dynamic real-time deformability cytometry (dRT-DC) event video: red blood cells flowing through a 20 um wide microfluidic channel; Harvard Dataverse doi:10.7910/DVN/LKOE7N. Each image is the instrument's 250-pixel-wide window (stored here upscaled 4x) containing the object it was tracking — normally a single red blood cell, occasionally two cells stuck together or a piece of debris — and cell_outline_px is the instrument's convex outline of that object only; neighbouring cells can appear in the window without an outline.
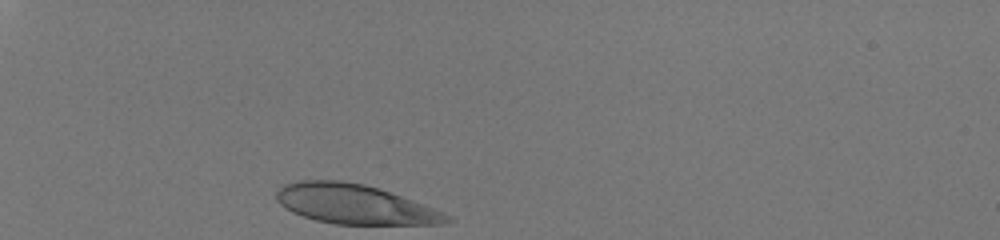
{"species": "human", "species_latin": "Homo sapiens", "temperature_condition": "room temperature", "stored_images_in_passage": 30, "camera_frame_rate_fps": 3000, "um_per_image_px": 0.085, "donor": {"sex": "male"}, "frame": {"image": 1, "passage_image": 1, "time_ms": 0.0, "image_size_px": [1000, 240], "cell_outline_px": [[452, 220], [444, 224], [336, 224], [316, 220], [292, 212], [280, 204], [276, 200], [276, 192], [284, 184], [304, 180], [340, 180], [364, 184], [412, 200], [432, 208], [448, 216]], "centroid_in_image_um": [30.09, 17.36], "position_along_channel_um": 54.9, "area_um2": 38.61}}
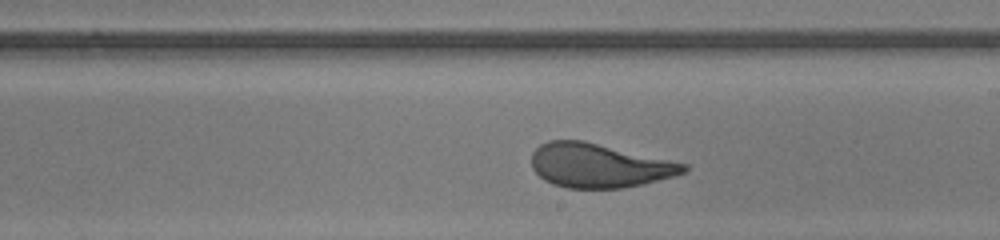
{"frame": {"image": 2, "passage_image": 18, "time_ms": 5.667, "image_size_px": [1000, 240], "cell_outline_px": [[688, 168], [684, 172], [672, 176], [644, 184], [624, 188], [568, 188], [552, 184], [544, 180], [532, 168], [532, 152], [540, 144], [548, 140], [584, 140], [688, 164]], "centroid_in_image_um": [50.9, 14.06], "position_along_channel_um": 238.1, "area_um2": 39.07}}
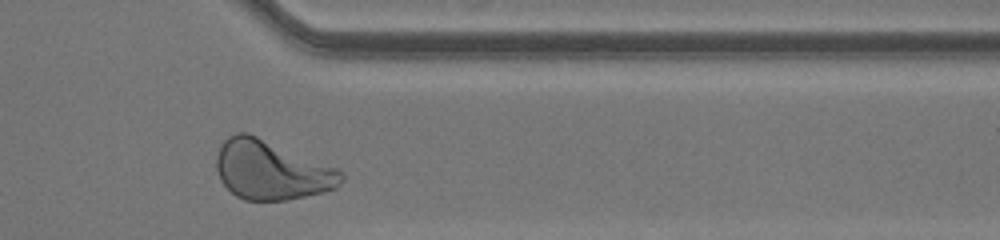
{"frame": {"image": 3, "passage_image": 29, "time_ms": 9.333, "image_size_px": [1000, 240], "cell_outline_px": [[344, 180], [336, 188], [324, 192], [284, 200], [244, 200], [236, 196], [220, 180], [216, 168], [216, 156], [220, 144], [228, 136], [236, 132], [248, 132], [336, 168], [344, 172]], "centroid_in_image_um": [23.04, 14.45], "position_along_channel_um": 388.4, "area_um2": 42.95}, "authors_computed_cell_mechanics": {"area_um2": 40.2288, "velocity_mm_per_s": 4.1056, "shape_relaxation_time_tau1_ms": 3.7406, "shape_relaxation_time_tau2_ms": null, "deformation_change_tau1": 0.1822, "deformation_change_tau2": null}}